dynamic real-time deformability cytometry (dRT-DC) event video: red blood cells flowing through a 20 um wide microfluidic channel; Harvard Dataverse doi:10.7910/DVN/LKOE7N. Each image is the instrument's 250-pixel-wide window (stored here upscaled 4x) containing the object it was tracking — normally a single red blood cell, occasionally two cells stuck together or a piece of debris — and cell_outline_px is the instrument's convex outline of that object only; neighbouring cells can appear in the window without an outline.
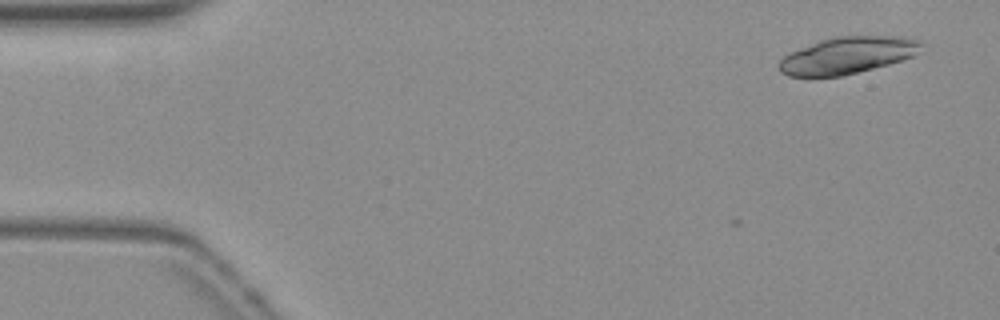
{"species": "common noctule bat (a hibernating species)", "species_latin": "Nyctalus noctula", "temperature_condition": "warm", "stored_images_in_passage": 3, "camera_frame_rate_fps": 3000, "um_per_image_px": 0.085, "animal": {"sex": "female", "body_mass_g": 19.3, "forearm_length_mm": 54.1}, "frame": {"image": 1, "passage_image": 1, "time_ms": 0.0, "image_size_px": [1000, 320], "cell_outline_px": [[924, 44], [912, 56], [904, 60], [840, 76], [788, 76], [780, 72], [776, 64], [784, 56], [800, 48], [820, 40], [832, 36], [908, 36], [920, 40]], "centroid_in_image_um": [72.04, 4.69], "position_along_channel_um": 13.0, "area_um2": 30.52}}